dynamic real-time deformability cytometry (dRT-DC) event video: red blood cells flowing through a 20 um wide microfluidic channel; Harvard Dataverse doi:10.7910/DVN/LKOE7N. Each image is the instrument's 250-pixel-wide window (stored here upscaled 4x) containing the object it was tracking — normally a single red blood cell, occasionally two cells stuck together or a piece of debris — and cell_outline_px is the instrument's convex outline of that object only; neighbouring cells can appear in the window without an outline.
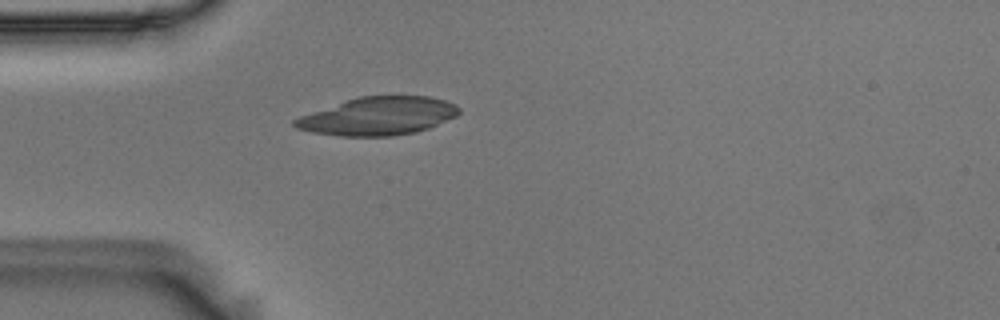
{"species": "Egyptian fruit bat (a non-hibernating species)", "species_latin": "Rousettus aegyptiacus", "temperature_condition": "room temperature", "stored_images_in_passage": 41, "camera_frame_rate_fps": 3000, "um_per_image_px": 0.085, "animal": {"sex": "male"}, "frame": {"image": 1, "passage_image": 1, "time_ms": 0.0, "image_size_px": [1000, 320], "cell_outline_px": [[460, 112], [456, 116], [428, 128], [416, 132], [392, 136], [340, 136], [312, 132], [296, 128], [292, 124], [292, 120], [300, 116], [344, 100], [360, 96], [428, 96], [444, 100], [456, 104], [460, 108]], "centroid_in_image_um": [32.13, 9.87], "position_along_channel_um": 52.9, "area_um2": 36.47}}
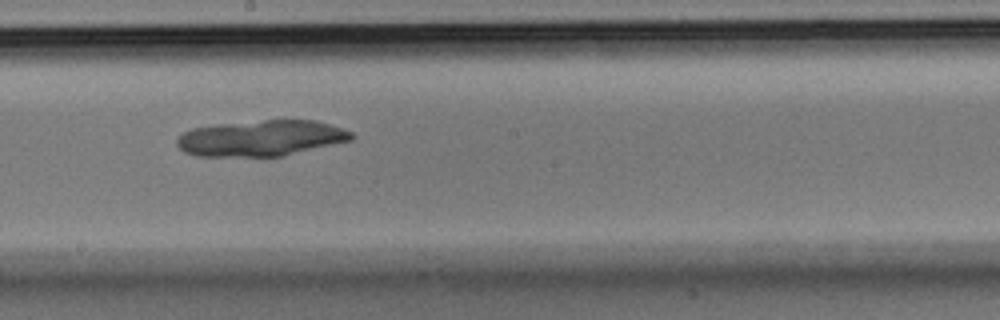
{"frame": {"image": 2, "passage_image": 16, "time_ms": 5.0, "image_size_px": [1000, 320], "cell_outline_px": [[356, 136], [352, 140], [284, 156], [196, 156], [184, 152], [176, 144], [176, 140], [184, 132], [192, 128], [220, 124], [264, 120], [316, 120], [352, 132]], "centroid_in_image_um": [22.21, 11.75], "position_along_channel_um": 226.0, "area_um2": 36.41}}
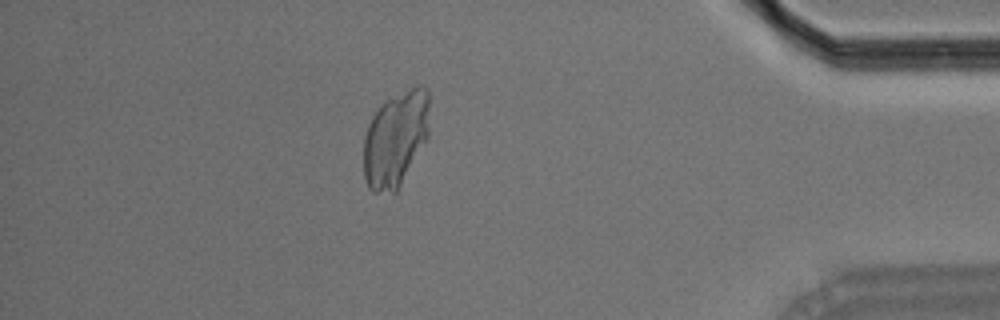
{"frame": {"image": 3, "passage_image": 34, "time_ms": 11.0, "image_size_px": [1000, 320], "cell_outline_px": [[428, 136], [396, 192], [372, 192], [368, 188], [364, 176], [364, 136], [368, 124], [372, 116], [380, 104], [384, 100], [416, 84], [420, 84], [428, 88]], "centroid_in_image_um": [33.61, 11.76], "position_along_channel_um": 401.6, "area_um2": 36.76}}